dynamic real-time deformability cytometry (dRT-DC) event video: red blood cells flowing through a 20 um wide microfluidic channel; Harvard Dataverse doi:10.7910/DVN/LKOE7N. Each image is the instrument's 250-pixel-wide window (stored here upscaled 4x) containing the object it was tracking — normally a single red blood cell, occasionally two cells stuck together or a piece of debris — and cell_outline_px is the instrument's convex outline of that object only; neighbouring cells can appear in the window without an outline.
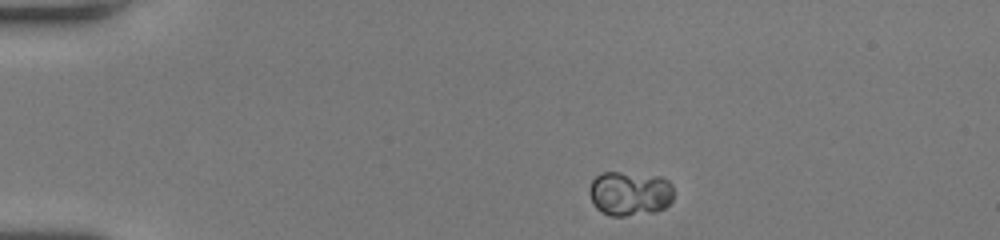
{"species": "human", "species_latin": "Homo sapiens", "temperature_condition": "room temperature", "stored_images_in_passage": 45, "camera_frame_rate_fps": 3000, "um_per_image_px": 0.085, "donor": {"sex": "female"}, "frame": {"image": 1, "passage_image": 3, "time_ms": 0.667, "image_size_px": [1000, 240], "cell_outline_px": [[672, 200], [664, 208], [656, 212], [624, 216], [612, 216], [596, 208], [588, 192], [592, 180], [596, 176], [604, 172], [620, 172], [660, 176], [668, 180], [672, 184]], "centroid_in_image_um": [53.54, 16.44], "position_along_channel_um": 31.5, "area_um2": 21.91}}
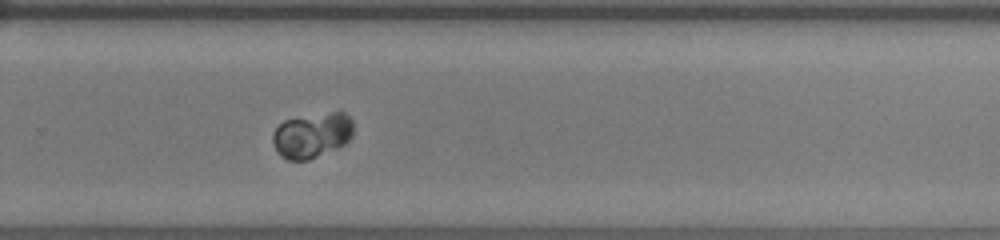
{"frame": {"image": 2, "passage_image": 29, "time_ms": 9.333, "image_size_px": [1000, 240], "cell_outline_px": [[352, 136], [344, 144], [336, 148], [308, 160], [288, 160], [280, 156], [276, 152], [272, 140], [272, 136], [276, 128], [284, 120], [332, 112], [344, 112], [352, 120]], "centroid_in_image_um": [26.5, 11.51], "position_along_channel_um": 303.3, "area_um2": 20.98}}
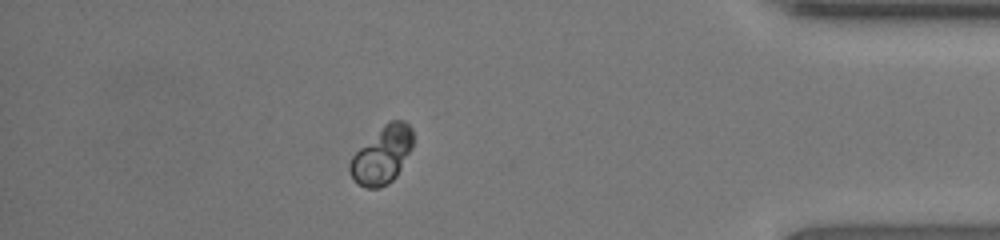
{"frame": {"image": 3, "passage_image": 39, "time_ms": 12.667, "image_size_px": [1000, 240], "cell_outline_px": [[412, 148], [396, 176], [388, 184], [380, 188], [368, 188], [360, 184], [352, 176], [348, 168], [348, 164], [352, 156], [384, 124], [392, 120], [404, 120], [412, 128]], "centroid_in_image_um": [32.49, 13.18], "position_along_channel_um": 402.7, "area_um2": 20.69}}